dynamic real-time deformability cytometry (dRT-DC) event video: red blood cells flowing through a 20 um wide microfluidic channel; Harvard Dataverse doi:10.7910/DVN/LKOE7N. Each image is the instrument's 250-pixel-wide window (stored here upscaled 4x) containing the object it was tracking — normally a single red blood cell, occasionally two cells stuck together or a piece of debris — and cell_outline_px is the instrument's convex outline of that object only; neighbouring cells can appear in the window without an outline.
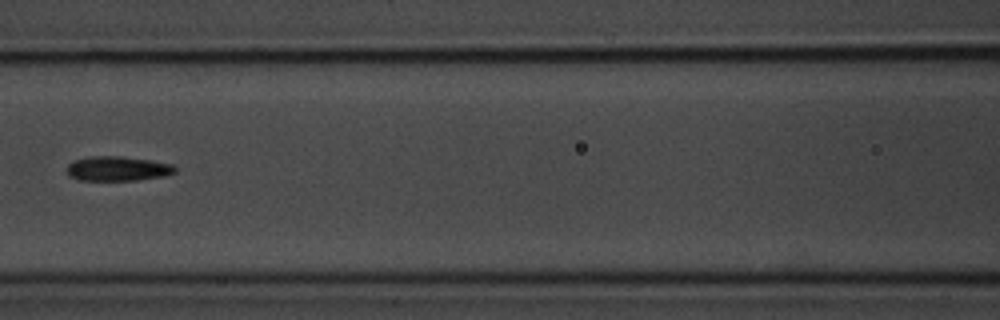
{"species": "common noctule bat (a hibernating species)", "species_latin": "Nyctalus noctula", "temperature_condition": "room temperature", "stored_images_in_passage": 5, "camera_frame_rate_fps": 3000, "um_per_image_px": 0.085, "animal": {"sex": "male", "body_mass_g": 20.1, "forearm_length_mm": 53.5}, "frame": {"image": 1, "passage_image": 5, "time_ms": 4.333, "image_size_px": [1000, 320], "cell_outline_px": [[176, 172], [164, 176], [136, 180], [76, 180], [68, 176], [68, 164], [76, 160], [92, 156], [120, 156], [148, 160], [172, 164], [176, 168]], "centroid_in_image_um": [9.99, 14.34], "position_along_channel_um": 156.6, "area_um2": 15.37}}